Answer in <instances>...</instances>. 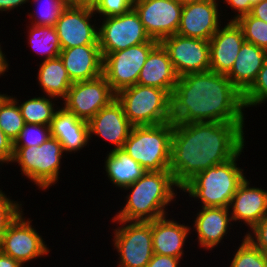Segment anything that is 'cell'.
I'll return each mask as SVG.
<instances>
[{
    "mask_svg": "<svg viewBox=\"0 0 267 267\" xmlns=\"http://www.w3.org/2000/svg\"><path fill=\"white\" fill-rule=\"evenodd\" d=\"M59 57L72 82L92 80L103 74V57L99 45L62 49Z\"/></svg>",
    "mask_w": 267,
    "mask_h": 267,
    "instance_id": "21",
    "label": "cell"
},
{
    "mask_svg": "<svg viewBox=\"0 0 267 267\" xmlns=\"http://www.w3.org/2000/svg\"><path fill=\"white\" fill-rule=\"evenodd\" d=\"M89 140L93 136L111 143L112 150L122 149L130 135L133 125L124 114L122 105L114 99L101 108L89 121Z\"/></svg>",
    "mask_w": 267,
    "mask_h": 267,
    "instance_id": "17",
    "label": "cell"
},
{
    "mask_svg": "<svg viewBox=\"0 0 267 267\" xmlns=\"http://www.w3.org/2000/svg\"><path fill=\"white\" fill-rule=\"evenodd\" d=\"M17 102L7 93L0 97V129L14 143L25 125Z\"/></svg>",
    "mask_w": 267,
    "mask_h": 267,
    "instance_id": "30",
    "label": "cell"
},
{
    "mask_svg": "<svg viewBox=\"0 0 267 267\" xmlns=\"http://www.w3.org/2000/svg\"><path fill=\"white\" fill-rule=\"evenodd\" d=\"M178 78L166 49L159 42L150 51L141 69L137 84L157 87L172 94Z\"/></svg>",
    "mask_w": 267,
    "mask_h": 267,
    "instance_id": "24",
    "label": "cell"
},
{
    "mask_svg": "<svg viewBox=\"0 0 267 267\" xmlns=\"http://www.w3.org/2000/svg\"><path fill=\"white\" fill-rule=\"evenodd\" d=\"M119 226L112 232L114 249L118 253L117 267H146L154 255L152 221L112 220Z\"/></svg>",
    "mask_w": 267,
    "mask_h": 267,
    "instance_id": "8",
    "label": "cell"
},
{
    "mask_svg": "<svg viewBox=\"0 0 267 267\" xmlns=\"http://www.w3.org/2000/svg\"><path fill=\"white\" fill-rule=\"evenodd\" d=\"M95 15L94 9L87 7L67 6L62 11L55 25L61 50L82 45H99V26L95 22Z\"/></svg>",
    "mask_w": 267,
    "mask_h": 267,
    "instance_id": "15",
    "label": "cell"
},
{
    "mask_svg": "<svg viewBox=\"0 0 267 267\" xmlns=\"http://www.w3.org/2000/svg\"><path fill=\"white\" fill-rule=\"evenodd\" d=\"M158 43L151 38L148 42L111 52L103 58V75L115 94L137 84L150 51Z\"/></svg>",
    "mask_w": 267,
    "mask_h": 267,
    "instance_id": "9",
    "label": "cell"
},
{
    "mask_svg": "<svg viewBox=\"0 0 267 267\" xmlns=\"http://www.w3.org/2000/svg\"><path fill=\"white\" fill-rule=\"evenodd\" d=\"M1 44V43H0ZM5 53L2 51V46L0 45V76H5V72H8L9 61L7 60Z\"/></svg>",
    "mask_w": 267,
    "mask_h": 267,
    "instance_id": "46",
    "label": "cell"
},
{
    "mask_svg": "<svg viewBox=\"0 0 267 267\" xmlns=\"http://www.w3.org/2000/svg\"><path fill=\"white\" fill-rule=\"evenodd\" d=\"M220 0H197L183 4L178 35L209 41L223 23ZM222 12V13H220Z\"/></svg>",
    "mask_w": 267,
    "mask_h": 267,
    "instance_id": "16",
    "label": "cell"
},
{
    "mask_svg": "<svg viewBox=\"0 0 267 267\" xmlns=\"http://www.w3.org/2000/svg\"><path fill=\"white\" fill-rule=\"evenodd\" d=\"M116 94L106 77L101 76L85 81L73 82L60 105L77 118L88 122L101 108L108 106ZM64 105V106H63Z\"/></svg>",
    "mask_w": 267,
    "mask_h": 267,
    "instance_id": "11",
    "label": "cell"
},
{
    "mask_svg": "<svg viewBox=\"0 0 267 267\" xmlns=\"http://www.w3.org/2000/svg\"><path fill=\"white\" fill-rule=\"evenodd\" d=\"M99 0H65L67 6L94 9Z\"/></svg>",
    "mask_w": 267,
    "mask_h": 267,
    "instance_id": "44",
    "label": "cell"
},
{
    "mask_svg": "<svg viewBox=\"0 0 267 267\" xmlns=\"http://www.w3.org/2000/svg\"><path fill=\"white\" fill-rule=\"evenodd\" d=\"M0 189V245L9 225L24 211L22 202L14 201Z\"/></svg>",
    "mask_w": 267,
    "mask_h": 267,
    "instance_id": "36",
    "label": "cell"
},
{
    "mask_svg": "<svg viewBox=\"0 0 267 267\" xmlns=\"http://www.w3.org/2000/svg\"><path fill=\"white\" fill-rule=\"evenodd\" d=\"M30 2L39 6L35 13L29 12L27 14L29 19L31 18L28 22L37 26L55 27L62 11L67 7L65 0H30Z\"/></svg>",
    "mask_w": 267,
    "mask_h": 267,
    "instance_id": "31",
    "label": "cell"
},
{
    "mask_svg": "<svg viewBox=\"0 0 267 267\" xmlns=\"http://www.w3.org/2000/svg\"><path fill=\"white\" fill-rule=\"evenodd\" d=\"M210 38V70L227 75L245 41L242 28L236 21L224 22Z\"/></svg>",
    "mask_w": 267,
    "mask_h": 267,
    "instance_id": "18",
    "label": "cell"
},
{
    "mask_svg": "<svg viewBox=\"0 0 267 267\" xmlns=\"http://www.w3.org/2000/svg\"><path fill=\"white\" fill-rule=\"evenodd\" d=\"M63 153L61 143L50 136L40 146L13 147L11 165L17 163L23 176L34 182L39 191H46L60 179Z\"/></svg>",
    "mask_w": 267,
    "mask_h": 267,
    "instance_id": "6",
    "label": "cell"
},
{
    "mask_svg": "<svg viewBox=\"0 0 267 267\" xmlns=\"http://www.w3.org/2000/svg\"><path fill=\"white\" fill-rule=\"evenodd\" d=\"M51 136L63 146L64 154L78 153L90 143L89 125L62 106L56 111L50 125Z\"/></svg>",
    "mask_w": 267,
    "mask_h": 267,
    "instance_id": "23",
    "label": "cell"
},
{
    "mask_svg": "<svg viewBox=\"0 0 267 267\" xmlns=\"http://www.w3.org/2000/svg\"><path fill=\"white\" fill-rule=\"evenodd\" d=\"M242 153L243 149L230 160L198 173L180 192L188 193L189 197L197 199L201 207L229 208L239 184L246 178L244 168L238 164Z\"/></svg>",
    "mask_w": 267,
    "mask_h": 267,
    "instance_id": "4",
    "label": "cell"
},
{
    "mask_svg": "<svg viewBox=\"0 0 267 267\" xmlns=\"http://www.w3.org/2000/svg\"><path fill=\"white\" fill-rule=\"evenodd\" d=\"M37 79L38 85L41 87L45 95L52 96L60 101L66 96L73 82L67 74L61 58L55 57L40 63Z\"/></svg>",
    "mask_w": 267,
    "mask_h": 267,
    "instance_id": "27",
    "label": "cell"
},
{
    "mask_svg": "<svg viewBox=\"0 0 267 267\" xmlns=\"http://www.w3.org/2000/svg\"><path fill=\"white\" fill-rule=\"evenodd\" d=\"M172 134L173 122L133 126L122 149L146 171L169 170Z\"/></svg>",
    "mask_w": 267,
    "mask_h": 267,
    "instance_id": "5",
    "label": "cell"
},
{
    "mask_svg": "<svg viewBox=\"0 0 267 267\" xmlns=\"http://www.w3.org/2000/svg\"><path fill=\"white\" fill-rule=\"evenodd\" d=\"M245 122L173 123L169 170L182 188L198 173L235 157L246 146Z\"/></svg>",
    "mask_w": 267,
    "mask_h": 267,
    "instance_id": "1",
    "label": "cell"
},
{
    "mask_svg": "<svg viewBox=\"0 0 267 267\" xmlns=\"http://www.w3.org/2000/svg\"><path fill=\"white\" fill-rule=\"evenodd\" d=\"M164 216L152 221V245L153 252L157 255H166L183 259L185 243L189 234L190 225L179 223L174 217ZM187 240V241H186Z\"/></svg>",
    "mask_w": 267,
    "mask_h": 267,
    "instance_id": "22",
    "label": "cell"
},
{
    "mask_svg": "<svg viewBox=\"0 0 267 267\" xmlns=\"http://www.w3.org/2000/svg\"><path fill=\"white\" fill-rule=\"evenodd\" d=\"M251 185L246 177L239 184L229 206L233 224L243 223L249 231L267 214V190Z\"/></svg>",
    "mask_w": 267,
    "mask_h": 267,
    "instance_id": "20",
    "label": "cell"
},
{
    "mask_svg": "<svg viewBox=\"0 0 267 267\" xmlns=\"http://www.w3.org/2000/svg\"><path fill=\"white\" fill-rule=\"evenodd\" d=\"M22 211L5 231L0 251L19 261L23 266L33 259L48 256L50 253L44 238L32 226L33 220L27 218ZM35 227V228H34Z\"/></svg>",
    "mask_w": 267,
    "mask_h": 267,
    "instance_id": "12",
    "label": "cell"
},
{
    "mask_svg": "<svg viewBox=\"0 0 267 267\" xmlns=\"http://www.w3.org/2000/svg\"><path fill=\"white\" fill-rule=\"evenodd\" d=\"M250 14L267 23V0L253 4Z\"/></svg>",
    "mask_w": 267,
    "mask_h": 267,
    "instance_id": "42",
    "label": "cell"
},
{
    "mask_svg": "<svg viewBox=\"0 0 267 267\" xmlns=\"http://www.w3.org/2000/svg\"><path fill=\"white\" fill-rule=\"evenodd\" d=\"M29 4L30 0H0V12L2 13L7 12V14L14 10L17 9L20 6H23L24 4Z\"/></svg>",
    "mask_w": 267,
    "mask_h": 267,
    "instance_id": "43",
    "label": "cell"
},
{
    "mask_svg": "<svg viewBox=\"0 0 267 267\" xmlns=\"http://www.w3.org/2000/svg\"><path fill=\"white\" fill-rule=\"evenodd\" d=\"M124 114L133 126L171 121V94L163 89L135 84L116 94Z\"/></svg>",
    "mask_w": 267,
    "mask_h": 267,
    "instance_id": "7",
    "label": "cell"
},
{
    "mask_svg": "<svg viewBox=\"0 0 267 267\" xmlns=\"http://www.w3.org/2000/svg\"><path fill=\"white\" fill-rule=\"evenodd\" d=\"M4 165V163L0 160V169H1V166ZM1 189V188H0Z\"/></svg>",
    "mask_w": 267,
    "mask_h": 267,
    "instance_id": "48",
    "label": "cell"
},
{
    "mask_svg": "<svg viewBox=\"0 0 267 267\" xmlns=\"http://www.w3.org/2000/svg\"><path fill=\"white\" fill-rule=\"evenodd\" d=\"M183 4L179 0H133V9L150 38L160 42L177 33Z\"/></svg>",
    "mask_w": 267,
    "mask_h": 267,
    "instance_id": "13",
    "label": "cell"
},
{
    "mask_svg": "<svg viewBox=\"0 0 267 267\" xmlns=\"http://www.w3.org/2000/svg\"><path fill=\"white\" fill-rule=\"evenodd\" d=\"M233 252L230 267H267V253L258 249L245 236Z\"/></svg>",
    "mask_w": 267,
    "mask_h": 267,
    "instance_id": "32",
    "label": "cell"
},
{
    "mask_svg": "<svg viewBox=\"0 0 267 267\" xmlns=\"http://www.w3.org/2000/svg\"><path fill=\"white\" fill-rule=\"evenodd\" d=\"M160 43L166 49L178 77L210 70L209 41L174 34L163 38Z\"/></svg>",
    "mask_w": 267,
    "mask_h": 267,
    "instance_id": "14",
    "label": "cell"
},
{
    "mask_svg": "<svg viewBox=\"0 0 267 267\" xmlns=\"http://www.w3.org/2000/svg\"><path fill=\"white\" fill-rule=\"evenodd\" d=\"M129 193L125 205L112 220L149 222L168 214V205L175 203L177 190L181 188L174 181L170 170L146 171V173L122 189Z\"/></svg>",
    "mask_w": 267,
    "mask_h": 267,
    "instance_id": "3",
    "label": "cell"
},
{
    "mask_svg": "<svg viewBox=\"0 0 267 267\" xmlns=\"http://www.w3.org/2000/svg\"><path fill=\"white\" fill-rule=\"evenodd\" d=\"M51 136L50 126L26 123L13 147L40 146Z\"/></svg>",
    "mask_w": 267,
    "mask_h": 267,
    "instance_id": "35",
    "label": "cell"
},
{
    "mask_svg": "<svg viewBox=\"0 0 267 267\" xmlns=\"http://www.w3.org/2000/svg\"><path fill=\"white\" fill-rule=\"evenodd\" d=\"M221 1L227 4L226 8L232 9V13H236L234 17L231 16L230 20L227 19V21H237L241 16L250 14L253 4L260 0H220V3Z\"/></svg>",
    "mask_w": 267,
    "mask_h": 267,
    "instance_id": "39",
    "label": "cell"
},
{
    "mask_svg": "<svg viewBox=\"0 0 267 267\" xmlns=\"http://www.w3.org/2000/svg\"><path fill=\"white\" fill-rule=\"evenodd\" d=\"M182 3L189 2V1H197V0H179Z\"/></svg>",
    "mask_w": 267,
    "mask_h": 267,
    "instance_id": "47",
    "label": "cell"
},
{
    "mask_svg": "<svg viewBox=\"0 0 267 267\" xmlns=\"http://www.w3.org/2000/svg\"><path fill=\"white\" fill-rule=\"evenodd\" d=\"M42 95L32 97L20 103L17 97L11 96L17 102L25 123L51 125L56 111L60 108V106H57V102H55L59 99L44 94Z\"/></svg>",
    "mask_w": 267,
    "mask_h": 267,
    "instance_id": "28",
    "label": "cell"
},
{
    "mask_svg": "<svg viewBox=\"0 0 267 267\" xmlns=\"http://www.w3.org/2000/svg\"><path fill=\"white\" fill-rule=\"evenodd\" d=\"M0 267H24L19 261L0 251Z\"/></svg>",
    "mask_w": 267,
    "mask_h": 267,
    "instance_id": "45",
    "label": "cell"
},
{
    "mask_svg": "<svg viewBox=\"0 0 267 267\" xmlns=\"http://www.w3.org/2000/svg\"><path fill=\"white\" fill-rule=\"evenodd\" d=\"M180 263L181 258L154 254L146 267H181Z\"/></svg>",
    "mask_w": 267,
    "mask_h": 267,
    "instance_id": "41",
    "label": "cell"
},
{
    "mask_svg": "<svg viewBox=\"0 0 267 267\" xmlns=\"http://www.w3.org/2000/svg\"><path fill=\"white\" fill-rule=\"evenodd\" d=\"M106 155L105 176L116 188L123 189L131 185L146 173V170L123 149H110Z\"/></svg>",
    "mask_w": 267,
    "mask_h": 267,
    "instance_id": "26",
    "label": "cell"
},
{
    "mask_svg": "<svg viewBox=\"0 0 267 267\" xmlns=\"http://www.w3.org/2000/svg\"><path fill=\"white\" fill-rule=\"evenodd\" d=\"M266 58L267 51L244 41L231 71L226 76L244 94L256 80Z\"/></svg>",
    "mask_w": 267,
    "mask_h": 267,
    "instance_id": "25",
    "label": "cell"
},
{
    "mask_svg": "<svg viewBox=\"0 0 267 267\" xmlns=\"http://www.w3.org/2000/svg\"><path fill=\"white\" fill-rule=\"evenodd\" d=\"M97 20H102L99 22L101 25H98V43L103 58L111 52L124 50L151 39L133 8L125 14Z\"/></svg>",
    "mask_w": 267,
    "mask_h": 267,
    "instance_id": "10",
    "label": "cell"
},
{
    "mask_svg": "<svg viewBox=\"0 0 267 267\" xmlns=\"http://www.w3.org/2000/svg\"><path fill=\"white\" fill-rule=\"evenodd\" d=\"M196 213L191 232L195 231L199 248L212 251L223 244L224 237L233 229V222L229 208L200 207ZM232 226V227H231ZM231 227V228H230ZM193 229V230H192Z\"/></svg>",
    "mask_w": 267,
    "mask_h": 267,
    "instance_id": "19",
    "label": "cell"
},
{
    "mask_svg": "<svg viewBox=\"0 0 267 267\" xmlns=\"http://www.w3.org/2000/svg\"><path fill=\"white\" fill-rule=\"evenodd\" d=\"M237 24L242 28L245 41L267 51V23L251 14L241 16Z\"/></svg>",
    "mask_w": 267,
    "mask_h": 267,
    "instance_id": "33",
    "label": "cell"
},
{
    "mask_svg": "<svg viewBox=\"0 0 267 267\" xmlns=\"http://www.w3.org/2000/svg\"><path fill=\"white\" fill-rule=\"evenodd\" d=\"M13 157V142L0 129V160L4 164H11Z\"/></svg>",
    "mask_w": 267,
    "mask_h": 267,
    "instance_id": "40",
    "label": "cell"
},
{
    "mask_svg": "<svg viewBox=\"0 0 267 267\" xmlns=\"http://www.w3.org/2000/svg\"><path fill=\"white\" fill-rule=\"evenodd\" d=\"M133 8V0H99L94 12L98 17L106 18L127 13Z\"/></svg>",
    "mask_w": 267,
    "mask_h": 267,
    "instance_id": "37",
    "label": "cell"
},
{
    "mask_svg": "<svg viewBox=\"0 0 267 267\" xmlns=\"http://www.w3.org/2000/svg\"><path fill=\"white\" fill-rule=\"evenodd\" d=\"M244 235L250 240L258 249L267 253V214L250 230L245 232Z\"/></svg>",
    "mask_w": 267,
    "mask_h": 267,
    "instance_id": "38",
    "label": "cell"
},
{
    "mask_svg": "<svg viewBox=\"0 0 267 267\" xmlns=\"http://www.w3.org/2000/svg\"><path fill=\"white\" fill-rule=\"evenodd\" d=\"M243 94L224 75L211 70L178 78L171 94V121L245 122Z\"/></svg>",
    "mask_w": 267,
    "mask_h": 267,
    "instance_id": "2",
    "label": "cell"
},
{
    "mask_svg": "<svg viewBox=\"0 0 267 267\" xmlns=\"http://www.w3.org/2000/svg\"><path fill=\"white\" fill-rule=\"evenodd\" d=\"M26 30L28 44L39 57H44L42 61L58 57L61 52V45L55 27L37 26L28 24Z\"/></svg>",
    "mask_w": 267,
    "mask_h": 267,
    "instance_id": "29",
    "label": "cell"
},
{
    "mask_svg": "<svg viewBox=\"0 0 267 267\" xmlns=\"http://www.w3.org/2000/svg\"><path fill=\"white\" fill-rule=\"evenodd\" d=\"M267 102V58L263 67L258 72L256 80L251 87L243 94V103L245 109L250 107H259Z\"/></svg>",
    "mask_w": 267,
    "mask_h": 267,
    "instance_id": "34",
    "label": "cell"
}]
</instances>
